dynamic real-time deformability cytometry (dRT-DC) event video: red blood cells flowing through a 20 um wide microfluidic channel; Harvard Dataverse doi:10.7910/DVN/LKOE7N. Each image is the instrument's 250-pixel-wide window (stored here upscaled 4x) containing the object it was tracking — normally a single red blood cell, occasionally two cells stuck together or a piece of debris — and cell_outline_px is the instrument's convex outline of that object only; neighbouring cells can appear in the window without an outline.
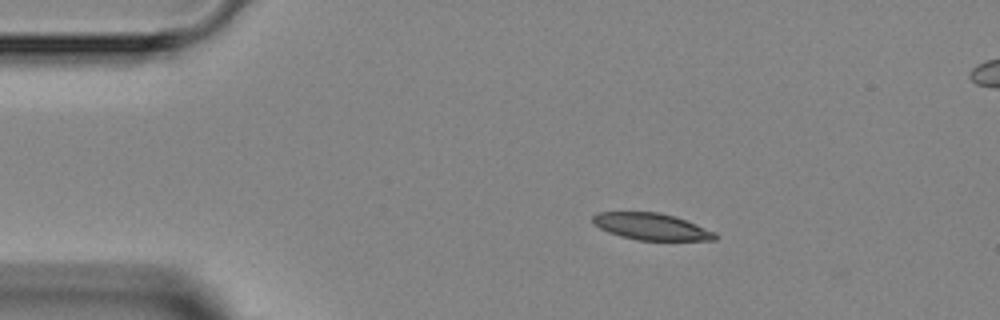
{"species": "Egyptian fruit bat (a non-hibernating species)", "species_latin": "Rousettus aegyptiacus", "temperature_condition": "room temperature", "stored_images_in_passage": 4, "camera_frame_rate_fps": 3000, "um_per_image_px": 0.085, "animal": {"sex": "female"}, "frame": {"image": 1, "passage_image": 1, "time_ms": 0.0, "image_size_px": [1000, 320], "cell_outline_px": [[720, 236], [716, 240], [636, 240], [620, 236], [608, 232], [600, 228], [592, 220], [592, 216], [600, 212], [660, 212], [676, 216], [716, 232]], "centroid_in_image_um": [55.41, 19.26], "position_along_channel_um": 29.6, "area_um2": 19.13}}
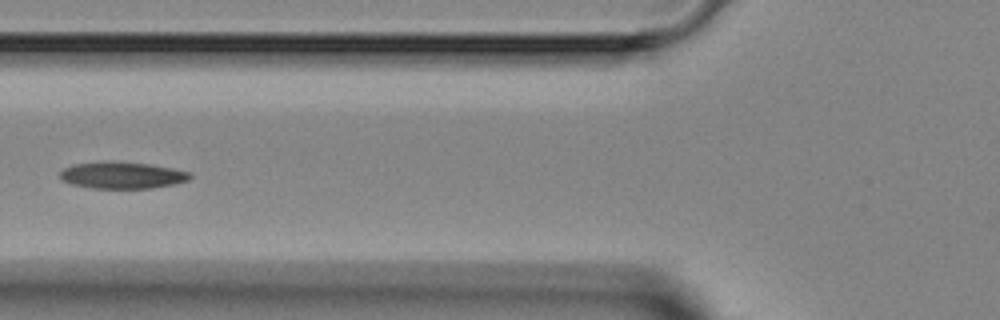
{"frame": {"image": 2, "passage_image": 4, "time_ms": 3.333, "image_size_px": [1000, 320], "cell_outline_px": [[192, 176], [188, 180], [172, 184], [152, 188], [92, 188], [72, 184], [60, 180], [60, 172], [64, 168], [76, 164], [104, 160], [108, 160], [148, 164], [172, 168], [188, 172]], "centroid_in_image_um": [10.34, 14.88], "position_along_channel_um": 115.5, "area_um2": 20.23}}